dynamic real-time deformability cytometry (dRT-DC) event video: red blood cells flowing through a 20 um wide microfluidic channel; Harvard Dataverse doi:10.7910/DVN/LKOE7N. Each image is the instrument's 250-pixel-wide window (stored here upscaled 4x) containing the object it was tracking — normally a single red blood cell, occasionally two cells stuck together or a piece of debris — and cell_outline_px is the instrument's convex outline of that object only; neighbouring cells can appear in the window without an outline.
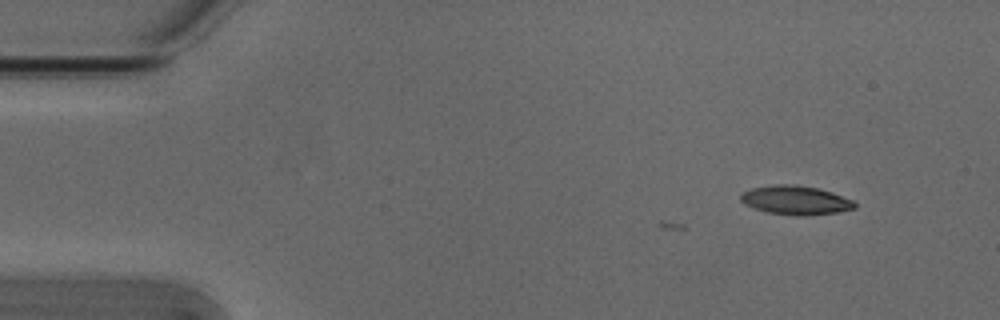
{"species": "Egyptian fruit bat (a non-hibernating species)", "species_latin": "Rousettus aegyptiacus", "temperature_condition": "cold", "stored_images_in_passage": 2, "camera_frame_rate_fps": 3000, "um_per_image_px": 0.085, "animal": {"sex": "male"}, "frame": {"image": 1, "passage_image": 2, "time_ms": 0.333, "image_size_px": [1000, 320], "cell_outline_px": [[856, 208], [836, 212], [804, 216], [796, 216], [768, 212], [744, 204], [740, 200], [740, 196], [744, 192], [752, 188], [776, 184], [796, 184], [816, 188], [832, 192], [856, 200]], "centroid_in_image_um": [67.67, 17.01], "position_along_channel_um": 17.3, "area_um2": 19.25}}